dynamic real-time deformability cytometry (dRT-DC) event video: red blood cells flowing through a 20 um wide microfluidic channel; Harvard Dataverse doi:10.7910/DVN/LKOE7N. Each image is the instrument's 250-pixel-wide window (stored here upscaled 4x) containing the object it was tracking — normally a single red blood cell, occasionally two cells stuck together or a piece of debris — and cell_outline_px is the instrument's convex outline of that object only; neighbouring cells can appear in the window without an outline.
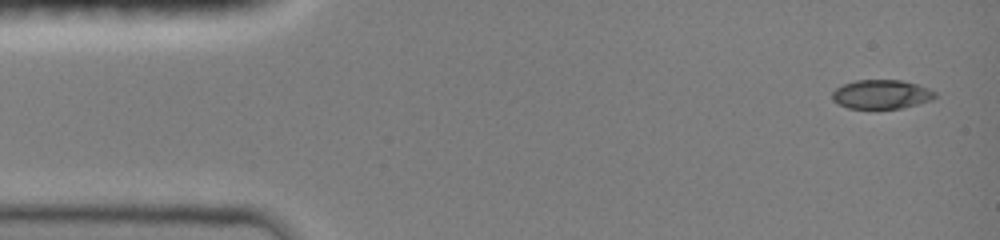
{"species": "common noctule bat (a hibernating species)", "species_latin": "Nyctalus noctula", "temperature_condition": "room temperature", "stored_images_in_passage": 11, "camera_frame_rate_fps": 3000, "um_per_image_px": 0.085, "animal": {"sex": "female", "body_mass_g": 19.0, "forearm_length_mm": 51.5}, "frame": {"image": 1, "passage_image": 1, "time_ms": 0.0, "image_size_px": [1000, 240], "cell_outline_px": [[936, 96], [932, 100], [900, 108], [848, 108], [832, 100], [832, 92], [836, 88], [844, 84], [856, 80], [900, 80], [916, 84], [928, 88], [936, 92]], "centroid_in_image_um": [74.92, 8.01], "position_along_channel_um": 10.1, "area_um2": 17.22}}
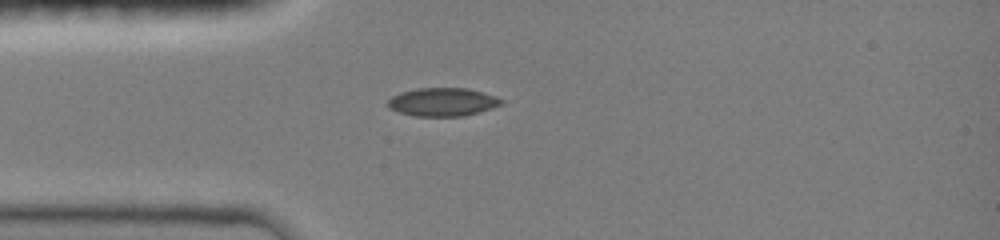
{"frame": {"image": 2, "passage_image": 7, "time_ms": 3.333, "image_size_px": [1000, 240], "cell_outline_px": [[504, 104], [492, 108], [464, 116], [416, 116], [400, 112], [388, 108], [388, 100], [392, 96], [400, 92], [416, 88], [468, 88], [496, 96], [504, 100]], "centroid_in_image_um": [37.64, 8.66], "position_along_channel_um": 47.4, "area_um2": 18.79}}
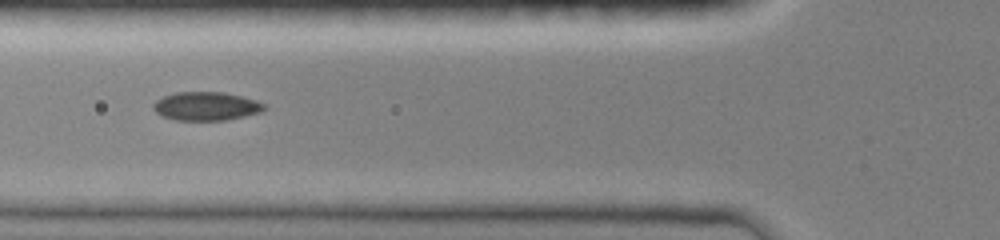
{"frame": {"image": 3, "passage_image": 10, "time_ms": 5.0, "image_size_px": [1000, 240], "cell_outline_px": [[268, 108], [260, 112], [228, 120], [172, 120], [160, 116], [152, 108], [152, 104], [156, 100], [164, 96], [176, 92], [224, 92], [256, 100], [264, 104]], "centroid_in_image_um": [17.49, 9.03], "position_along_channel_um": 108.3, "area_um2": 18.61}}